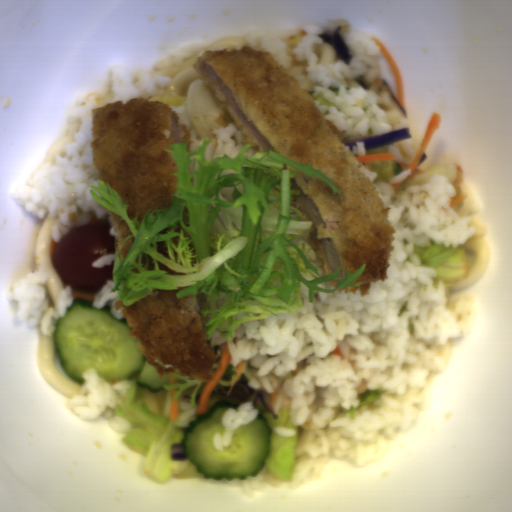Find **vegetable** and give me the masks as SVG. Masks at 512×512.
<instances>
[{"mask_svg":"<svg viewBox=\"0 0 512 512\" xmlns=\"http://www.w3.org/2000/svg\"><path fill=\"white\" fill-rule=\"evenodd\" d=\"M277 414L278 418L276 419H273L272 415L268 413L260 416L264 418L271 435L269 454L263 459V470L266 466L270 473L279 480L294 481L299 425L294 424L292 420L290 406L281 409ZM279 425L295 429L296 435L292 437L278 436L272 430Z\"/></svg>","mask_w":512,"mask_h":512,"instance_id":"ea0f7189","label":"vegetable"},{"mask_svg":"<svg viewBox=\"0 0 512 512\" xmlns=\"http://www.w3.org/2000/svg\"><path fill=\"white\" fill-rule=\"evenodd\" d=\"M369 170L374 174H378L372 181L373 184L375 182H388L402 172L408 171L407 168H403L394 159L372 162Z\"/></svg>","mask_w":512,"mask_h":512,"instance_id":"6e5ebb59","label":"vegetable"},{"mask_svg":"<svg viewBox=\"0 0 512 512\" xmlns=\"http://www.w3.org/2000/svg\"><path fill=\"white\" fill-rule=\"evenodd\" d=\"M427 246L415 245L413 251L420 266L433 268L437 274L432 277L433 285L437 288V281L445 282L446 288L451 287L469 273V266L464 252V245L457 247L442 245L434 240Z\"/></svg>","mask_w":512,"mask_h":512,"instance_id":"f7b5029e","label":"vegetable"},{"mask_svg":"<svg viewBox=\"0 0 512 512\" xmlns=\"http://www.w3.org/2000/svg\"><path fill=\"white\" fill-rule=\"evenodd\" d=\"M432 175H446L452 184L457 175V167L453 165H440L408 178L400 187L395 189L396 193H404L406 186L409 185H422L425 184Z\"/></svg>","mask_w":512,"mask_h":512,"instance_id":"8f37a823","label":"vegetable"},{"mask_svg":"<svg viewBox=\"0 0 512 512\" xmlns=\"http://www.w3.org/2000/svg\"><path fill=\"white\" fill-rule=\"evenodd\" d=\"M218 404H221V399H214V398H209L208 402H207V414L210 412V410L215 407L216 405Z\"/></svg>","mask_w":512,"mask_h":512,"instance_id":"a930682d","label":"vegetable"},{"mask_svg":"<svg viewBox=\"0 0 512 512\" xmlns=\"http://www.w3.org/2000/svg\"><path fill=\"white\" fill-rule=\"evenodd\" d=\"M238 363L235 366H232L229 362L226 370L224 371L222 377L220 378L216 388L220 386H229L231 385L232 381L238 376L237 373ZM214 388V389H216Z\"/></svg>","mask_w":512,"mask_h":512,"instance_id":"b0100df1","label":"vegetable"},{"mask_svg":"<svg viewBox=\"0 0 512 512\" xmlns=\"http://www.w3.org/2000/svg\"><path fill=\"white\" fill-rule=\"evenodd\" d=\"M188 116L190 128L195 133L196 139L203 142V138L209 140L213 137L214 152L217 150L218 140L213 129H224L228 124L234 122L205 85L196 91L194 104Z\"/></svg>","mask_w":512,"mask_h":512,"instance_id":"96ceb2fe","label":"vegetable"},{"mask_svg":"<svg viewBox=\"0 0 512 512\" xmlns=\"http://www.w3.org/2000/svg\"><path fill=\"white\" fill-rule=\"evenodd\" d=\"M369 153H392V150L387 143V144L366 150L365 154H369Z\"/></svg>","mask_w":512,"mask_h":512,"instance_id":"8f987158","label":"vegetable"},{"mask_svg":"<svg viewBox=\"0 0 512 512\" xmlns=\"http://www.w3.org/2000/svg\"><path fill=\"white\" fill-rule=\"evenodd\" d=\"M167 384L158 392L131 383L125 400L114 414L129 420L132 431L122 435V442L144 456L143 473L152 481L161 483L168 479H206L190 459H172V444H185L186 427H179L169 418L172 391L179 390L174 398L196 407L199 414L201 396L207 381H197L175 371L167 372ZM195 418V419H196Z\"/></svg>","mask_w":512,"mask_h":512,"instance_id":"add77e79","label":"vegetable"},{"mask_svg":"<svg viewBox=\"0 0 512 512\" xmlns=\"http://www.w3.org/2000/svg\"><path fill=\"white\" fill-rule=\"evenodd\" d=\"M459 189H460L462 195H466V199L459 205L451 207L453 212L455 214H457L459 217L464 218L467 216H471L473 218L472 220H470V223H469V228L475 227V231H474L473 235L471 236V238L484 236V234L486 232L485 226L480 225L476 221V217H475V212L478 208L477 197H476L473 189L471 188V186L468 184V182L465 180L464 177L460 183Z\"/></svg>","mask_w":512,"mask_h":512,"instance_id":"f1789d4c","label":"vegetable"},{"mask_svg":"<svg viewBox=\"0 0 512 512\" xmlns=\"http://www.w3.org/2000/svg\"><path fill=\"white\" fill-rule=\"evenodd\" d=\"M181 413H184V412H183V411L181 410V408L178 406V416H179V414H181Z\"/></svg>","mask_w":512,"mask_h":512,"instance_id":"fd8b72d7","label":"vegetable"}]
</instances>
